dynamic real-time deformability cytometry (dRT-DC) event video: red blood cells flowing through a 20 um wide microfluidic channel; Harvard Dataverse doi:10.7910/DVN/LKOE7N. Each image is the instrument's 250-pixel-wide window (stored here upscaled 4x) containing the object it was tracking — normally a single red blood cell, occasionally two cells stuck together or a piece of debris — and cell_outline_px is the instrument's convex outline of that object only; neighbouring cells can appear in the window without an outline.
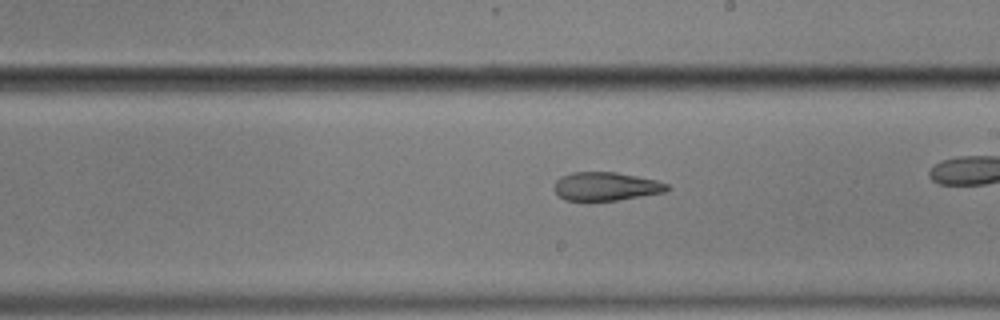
{"species": "common noctule bat (a hibernating species)", "species_latin": "Nyctalus noctula", "temperature_condition": "cold", "stored_images_in_passage": 44, "camera_frame_rate_fps": 3000, "um_per_image_px": 0.085, "animal": {"sex": "male", "body_mass_g": 17.9}, "frame": {"image": 1, "passage_image": 32, "time_ms": 10.333, "image_size_px": [1000, 320], "cell_outline_px": [[672, 188], [668, 192], [616, 200], [588, 204], [564, 200], [552, 188], [556, 180], [560, 176], [572, 172], [616, 172], [656, 180], [668, 184]], "centroid_in_image_um": [51.47, 15.88], "position_along_channel_um": 237.5, "area_um2": 19.59}}